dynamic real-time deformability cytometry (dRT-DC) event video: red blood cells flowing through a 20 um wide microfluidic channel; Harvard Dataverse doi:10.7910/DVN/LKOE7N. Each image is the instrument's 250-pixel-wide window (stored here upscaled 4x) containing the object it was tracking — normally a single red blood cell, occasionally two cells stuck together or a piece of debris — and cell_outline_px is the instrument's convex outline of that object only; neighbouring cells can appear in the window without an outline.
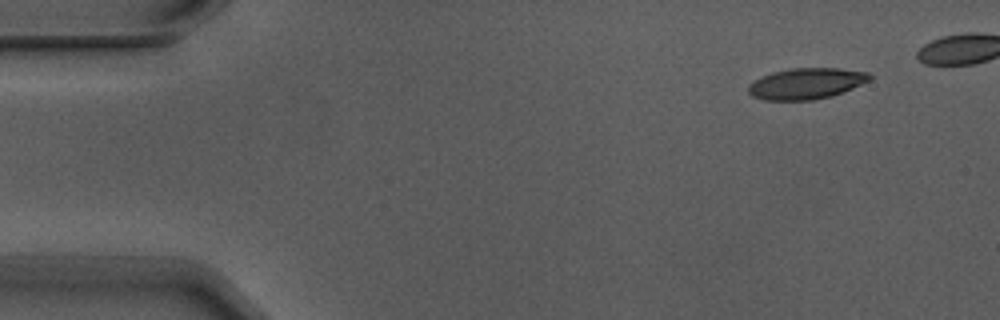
{"species": "Egyptian fruit bat (a non-hibernating species)", "species_latin": "Rousettus aegyptiacus", "temperature_condition": "warm", "stored_images_in_passage": 5, "camera_frame_rate_fps": 3000, "um_per_image_px": 0.085, "animal": {"sex": "male"}, "frame": {"image": 1, "passage_image": 5, "time_ms": 1.333, "image_size_px": [1000, 320], "cell_outline_px": [[872, 76], [868, 80], [852, 88], [832, 96], [812, 100], [764, 100], [752, 96], [748, 92], [748, 84], [772, 72], [792, 68], [840, 68], [868, 72]], "centroid_in_image_um": [68.52, 7.1], "position_along_channel_um": 16.5, "area_um2": 21.79}}